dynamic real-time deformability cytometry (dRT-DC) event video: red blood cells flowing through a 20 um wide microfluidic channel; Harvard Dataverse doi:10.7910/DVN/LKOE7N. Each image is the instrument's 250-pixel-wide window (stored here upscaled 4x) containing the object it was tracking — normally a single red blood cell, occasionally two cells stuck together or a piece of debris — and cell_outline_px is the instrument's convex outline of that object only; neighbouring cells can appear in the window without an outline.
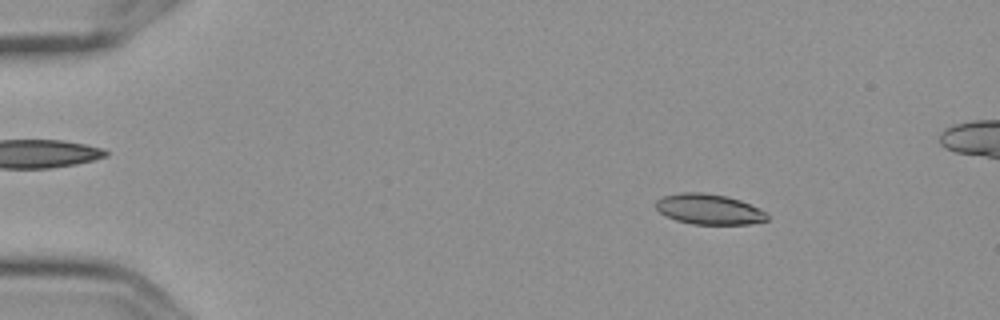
{"species": "Egyptian fruit bat (a non-hibernating species)", "species_latin": "Rousettus aegyptiacus", "temperature_condition": "cold", "stored_images_in_passage": 9, "camera_frame_rate_fps": 3000, "um_per_image_px": 0.085, "frame": {"image": 1, "passage_image": 3, "time_ms": 0.667, "image_size_px": [1000, 320], "cell_outline_px": [[768, 220], [748, 224], [692, 224], [676, 220], [660, 212], [656, 208], [656, 200], [664, 196], [680, 192], [704, 192], [724, 196], [740, 200], [760, 208], [768, 212]], "centroid_in_image_um": [60.29, 17.78], "position_along_channel_um": 24.7, "area_um2": 19.71}}
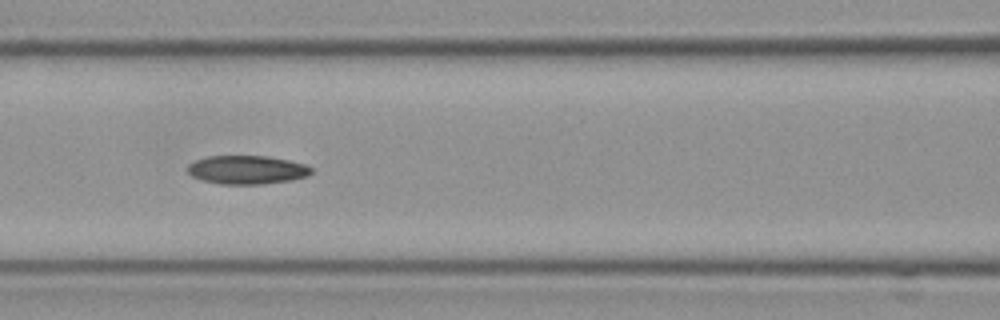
{"frame": {"image": 2, "passage_image": 8, "time_ms": 2.333, "image_size_px": [1000, 320], "cell_outline_px": [[312, 172], [308, 176], [288, 180], [264, 184], [220, 184], [204, 180], [192, 176], [188, 172], [188, 164], [196, 160], [208, 156], [268, 156], [288, 160], [304, 164], [312, 168]], "centroid_in_image_um": [20.99, 14.43], "position_along_channel_um": 145.6, "area_um2": 20.46}}
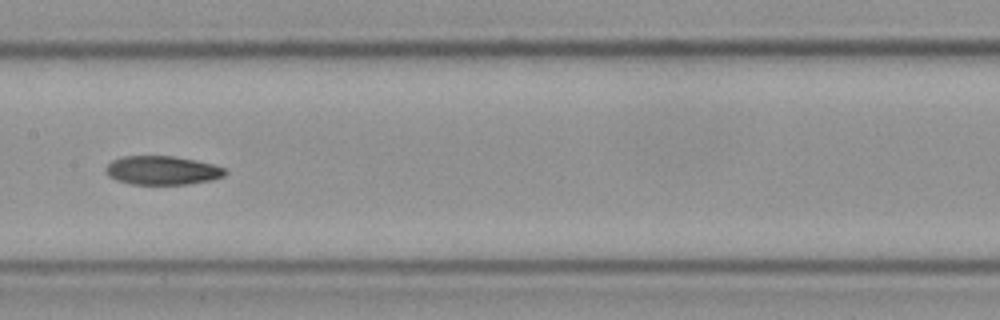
{"frame": {"image": 3, "passage_image": 9, "time_ms": 2.667, "image_size_px": [1000, 320], "cell_outline_px": [[228, 172], [224, 176], [212, 180], [188, 184], [128, 184], [116, 180], [108, 176], [104, 172], [104, 168], [112, 160], [124, 156], [172, 156], [212, 164], [224, 168]], "centroid_in_image_um": [13.75, 14.49], "position_along_channel_um": 193.7, "area_um2": 20.06}}